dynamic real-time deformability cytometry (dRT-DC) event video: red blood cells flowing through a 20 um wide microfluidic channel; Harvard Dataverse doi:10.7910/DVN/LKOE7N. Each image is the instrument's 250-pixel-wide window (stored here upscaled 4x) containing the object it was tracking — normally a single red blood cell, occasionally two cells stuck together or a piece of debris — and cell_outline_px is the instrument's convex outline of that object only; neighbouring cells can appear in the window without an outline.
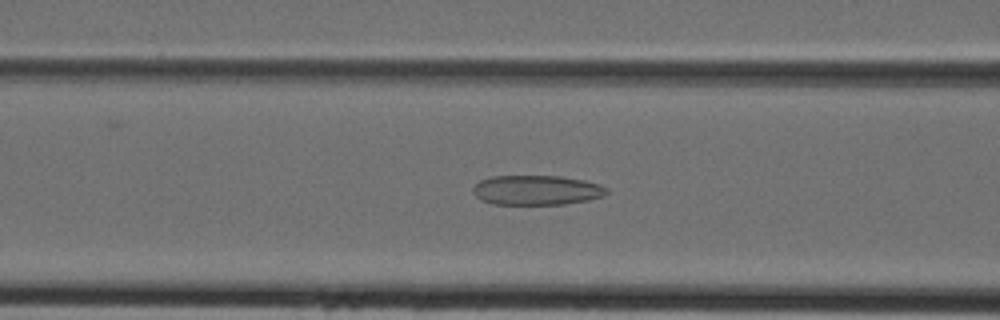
{"species": "Egyptian fruit bat (a non-hibernating species)", "species_latin": "Rousettus aegyptiacus", "temperature_condition": "cold", "stored_images_in_passage": 43, "camera_frame_rate_fps": 3000, "um_per_image_px": 0.085, "animal": {"sex": "female"}, "frame": {"image": 1, "passage_image": 17, "time_ms": 5.333, "image_size_px": [1000, 320], "cell_outline_px": [[608, 192], [604, 196], [588, 200], [564, 204], [492, 204], [480, 200], [472, 192], [472, 188], [480, 180], [492, 176], [560, 176], [584, 180], [600, 184], [608, 188]], "centroid_in_image_um": [45.61, 16.16], "position_along_channel_um": 121.0, "area_um2": 23.29}}
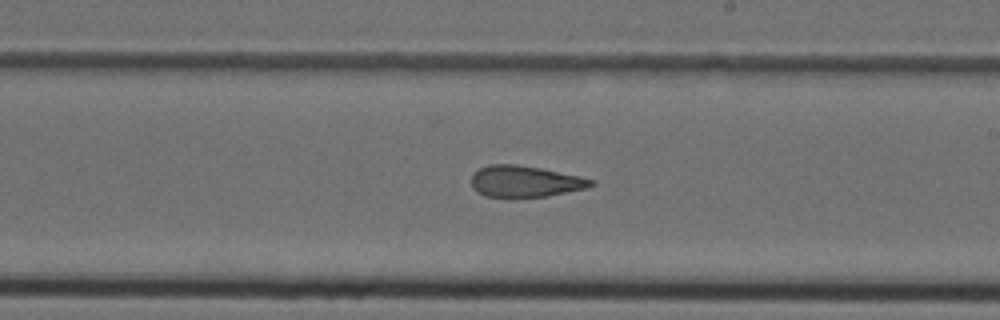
{"frame": {"image": 2, "passage_image": 25, "time_ms": 8.0, "image_size_px": [1000, 320], "cell_outline_px": [[596, 184], [588, 188], [548, 196], [484, 196], [472, 188], [472, 176], [480, 168], [488, 164], [516, 164], [540, 168], [580, 176], [596, 180]], "centroid_in_image_um": [44.68, 15.41], "position_along_channel_um": 244.3, "area_um2": 21.73}}
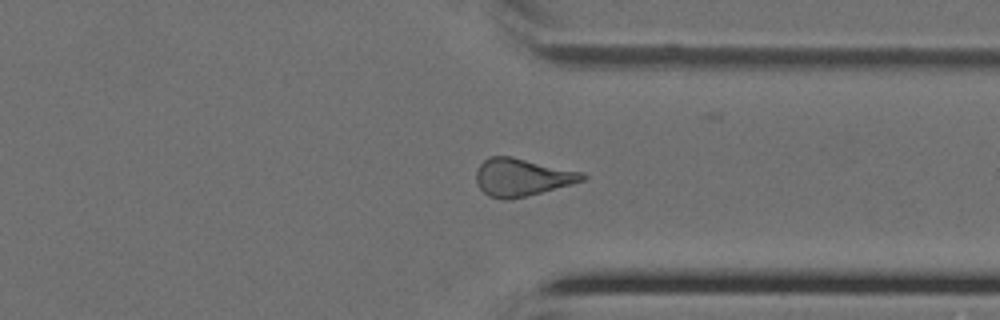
{"frame": {"image": 3, "passage_image": 33, "time_ms": 10.667, "image_size_px": [1000, 320], "cell_outline_px": [[588, 176], [584, 180], [572, 184], [512, 200], [504, 200], [488, 196], [476, 184], [476, 172], [480, 164], [488, 156], [512, 156], [584, 172]], "centroid_in_image_um": [44.37, 15.07], "position_along_channel_um": 367.0, "area_um2": 23.58}}